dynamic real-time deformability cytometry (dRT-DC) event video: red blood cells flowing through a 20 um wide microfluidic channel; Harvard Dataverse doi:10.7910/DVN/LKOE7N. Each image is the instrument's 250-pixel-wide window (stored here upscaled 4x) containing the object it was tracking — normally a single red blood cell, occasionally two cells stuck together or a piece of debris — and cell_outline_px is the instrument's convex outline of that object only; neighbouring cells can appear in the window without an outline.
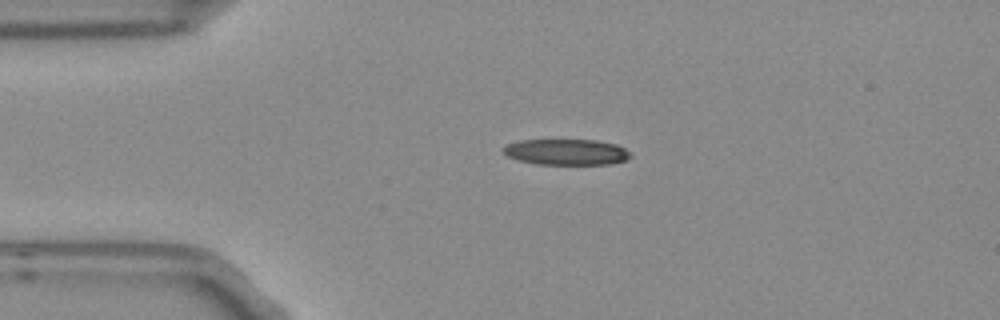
{"species": "Egyptian fruit bat (a non-hibernating species)", "species_latin": "Rousettus aegyptiacus", "temperature_condition": "room temperature", "stored_images_in_passage": 3, "camera_frame_rate_fps": 3000, "um_per_image_px": 0.085, "frame": {"image": 1, "passage_image": 2, "time_ms": 0.333, "image_size_px": [1000, 320], "cell_outline_px": [[632, 156], [624, 160], [612, 164], [536, 164], [520, 160], [508, 156], [500, 148], [504, 144], [520, 140], [596, 140], [616, 144], [624, 148]], "centroid_in_image_um": [48.1, 12.91], "position_along_channel_um": 36.9, "area_um2": 19.19}}